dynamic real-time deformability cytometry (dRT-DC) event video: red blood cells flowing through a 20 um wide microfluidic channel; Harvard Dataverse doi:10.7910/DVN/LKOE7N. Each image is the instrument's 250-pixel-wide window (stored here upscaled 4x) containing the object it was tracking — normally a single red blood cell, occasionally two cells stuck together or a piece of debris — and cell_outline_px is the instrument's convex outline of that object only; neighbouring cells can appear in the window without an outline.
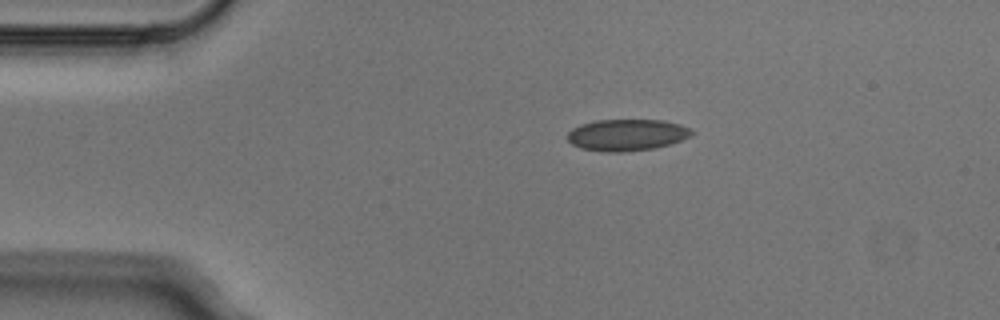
{"species": "Egyptian fruit bat (a non-hibernating species)", "species_latin": "Rousettus aegyptiacus", "temperature_condition": "cold", "stored_images_in_passage": 2, "camera_frame_rate_fps": 3000, "um_per_image_px": 0.085, "animal": {"sex": "male"}, "frame": {"image": 1, "passage_image": 1, "time_ms": 0.0, "image_size_px": [1000, 320], "cell_outline_px": [[696, 132], [680, 140], [668, 144], [652, 148], [624, 152], [604, 152], [580, 148], [572, 144], [568, 140], [568, 132], [572, 128], [580, 124], [596, 120], [664, 120], [680, 124], [692, 128]], "centroid_in_image_um": [53.27, 11.46], "position_along_channel_um": 31.7, "area_um2": 22.89}}